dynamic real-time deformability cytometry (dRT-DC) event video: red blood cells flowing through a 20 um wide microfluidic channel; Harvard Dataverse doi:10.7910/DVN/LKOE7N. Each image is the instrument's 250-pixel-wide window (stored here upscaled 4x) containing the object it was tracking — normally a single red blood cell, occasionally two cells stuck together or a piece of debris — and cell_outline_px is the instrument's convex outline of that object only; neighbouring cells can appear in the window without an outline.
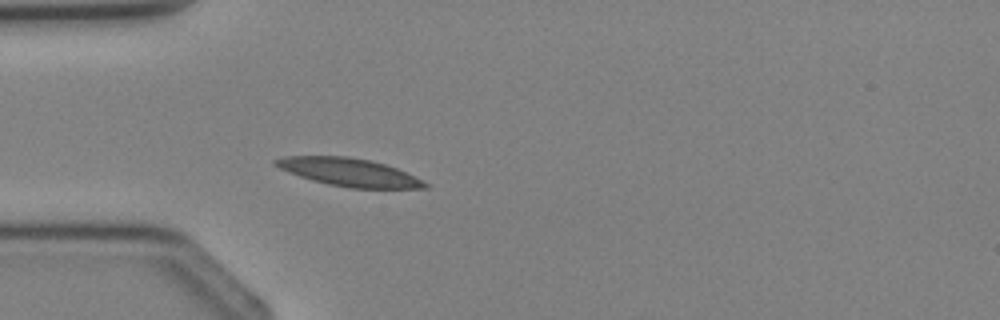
{"species": "Egyptian fruit bat (a non-hibernating species)", "species_latin": "Rousettus aegyptiacus", "temperature_condition": "cold", "stored_images_in_passage": 3, "camera_frame_rate_fps": 3000, "um_per_image_px": 0.085, "animal": {"sex": "female"}, "frame": {"image": 1, "passage_image": 3, "time_ms": 2.333, "image_size_px": [1000, 320], "cell_outline_px": [[428, 188], [348, 188], [328, 184], [312, 180], [288, 172], [272, 164], [272, 160], [284, 156], [348, 156], [372, 160], [396, 168], [428, 184]], "centroid_in_image_um": [29.6, 14.63], "position_along_channel_um": 55.4, "area_um2": 24.16}}